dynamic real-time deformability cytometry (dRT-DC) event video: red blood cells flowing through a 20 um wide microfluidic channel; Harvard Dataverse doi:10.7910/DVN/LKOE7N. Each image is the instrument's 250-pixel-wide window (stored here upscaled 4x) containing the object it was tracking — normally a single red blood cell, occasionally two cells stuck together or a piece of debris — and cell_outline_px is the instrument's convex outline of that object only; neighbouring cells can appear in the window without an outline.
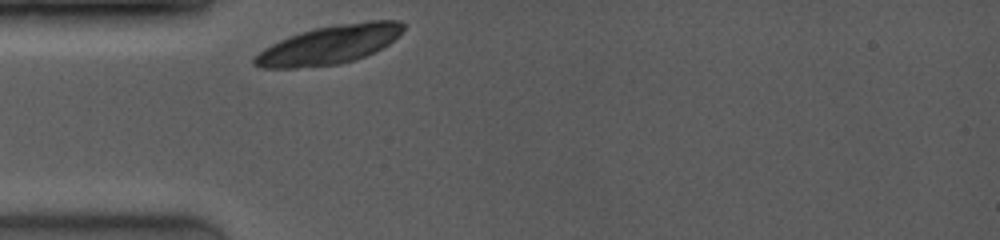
{"species": "common noctule bat (a hibernating species)", "species_latin": "Nyctalus noctula", "temperature_condition": "room temperature", "stored_images_in_passage": 2, "camera_frame_rate_fps": 4000, "um_per_image_px": 0.085, "animal": {"sex": "female", "body_mass_g": 19.0, "forearm_length_mm": 53.3}, "frame": {"image": 1, "passage_image": 1, "time_ms": 0.0, "image_size_px": [1000, 240], "cell_outline_px": [[404, 28], [388, 44], [364, 56], [340, 64], [292, 68], [264, 68], [256, 64], [252, 60], [264, 48], [280, 40], [300, 32], [316, 28], [336, 24], [372, 20], [400, 20], [404, 24]], "centroid_in_image_um": [28.0, 3.79], "position_along_channel_um": 57.0, "area_um2": 32.89}}